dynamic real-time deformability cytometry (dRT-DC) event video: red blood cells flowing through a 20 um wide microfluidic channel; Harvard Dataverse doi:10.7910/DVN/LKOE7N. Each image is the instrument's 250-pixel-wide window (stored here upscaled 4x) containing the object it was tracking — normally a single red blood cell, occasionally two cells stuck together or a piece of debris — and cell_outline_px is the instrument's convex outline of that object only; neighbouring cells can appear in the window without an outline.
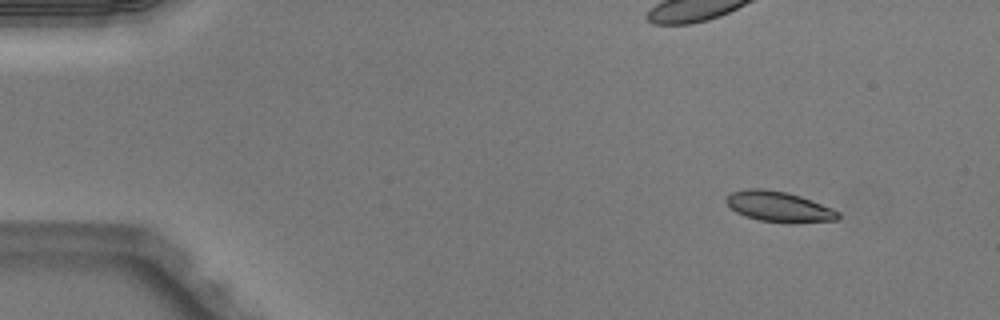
{"species": "Egyptian fruit bat (a non-hibernating species)", "species_latin": "Rousettus aegyptiacus", "temperature_condition": "warm", "stored_images_in_passage": 46, "camera_frame_rate_fps": 3000, "um_per_image_px": 0.085, "animal": {"sex": "male"}, "frame": {"image": 1, "passage_image": 1, "time_ms": 0.0, "image_size_px": [1000, 320], "cell_outline_px": [[840, 216], [836, 220], [760, 220], [744, 216], [736, 212], [724, 200], [732, 192], [748, 188], [760, 188], [788, 192], [800, 196], [832, 208], [840, 212]], "centroid_in_image_um": [66.14, 17.5], "position_along_channel_um": 18.9, "area_um2": 18.84}}
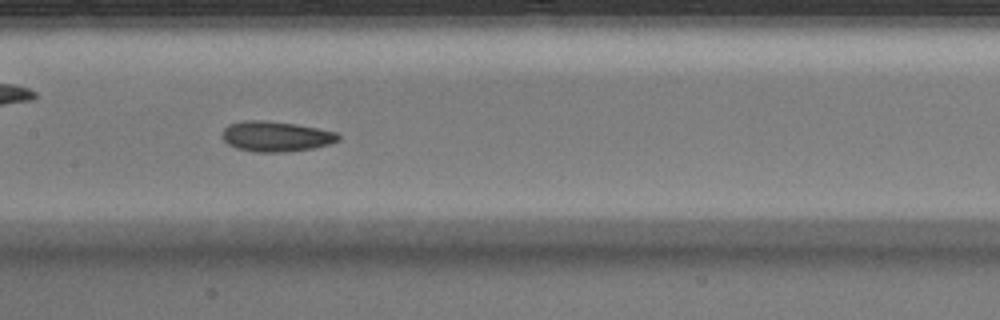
{"frame": {"image": 2, "passage_image": 21, "time_ms": 6.667, "image_size_px": [1000, 320], "cell_outline_px": [[340, 140], [328, 144], [312, 148], [284, 152], [256, 152], [236, 148], [228, 144], [220, 136], [224, 128], [228, 124], [240, 120], [264, 120], [296, 124], [336, 132], [340, 136]], "centroid_in_image_um": [23.4, 11.58], "position_along_channel_um": 184.0, "area_um2": 20.58}}
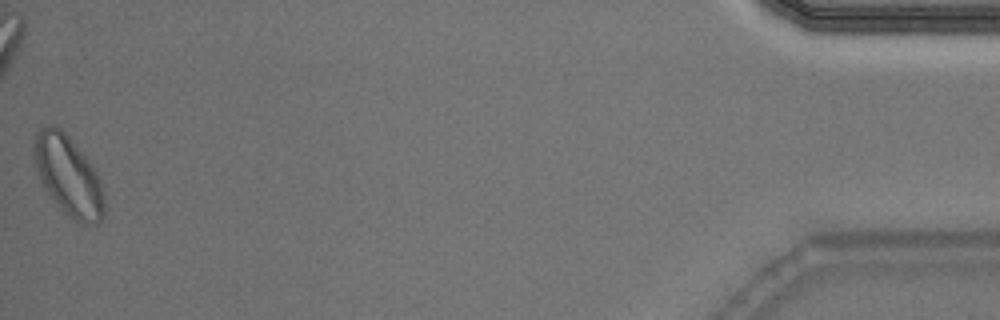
{"frame": {"image": 3, "passage_image": 46, "time_ms": 15.0, "image_size_px": [1000, 320], "cell_outline_px": [[104, 216], [96, 224], [80, 224], [72, 220], [64, 212], [40, 184], [32, 156], [32, 144], [36, 132], [40, 128], [48, 124], [52, 124], [60, 128], [68, 136], [84, 156], [96, 172], [100, 180], [104, 204]], "centroid_in_image_um": [5.74, 14.94], "position_along_channel_um": 429.5, "area_um2": 32.83}, "authors_computed_cell_mechanics": {"area_um2": 20.3456, "velocity_mm_per_s": 4.0322, "shape_relaxation_time_tau1_ms": 2.7713, "shape_relaxation_time_tau2_ms": 0.9889, "deformation_change_tau1": 0.1087, "deformation_change_tau2": 0.0601}}